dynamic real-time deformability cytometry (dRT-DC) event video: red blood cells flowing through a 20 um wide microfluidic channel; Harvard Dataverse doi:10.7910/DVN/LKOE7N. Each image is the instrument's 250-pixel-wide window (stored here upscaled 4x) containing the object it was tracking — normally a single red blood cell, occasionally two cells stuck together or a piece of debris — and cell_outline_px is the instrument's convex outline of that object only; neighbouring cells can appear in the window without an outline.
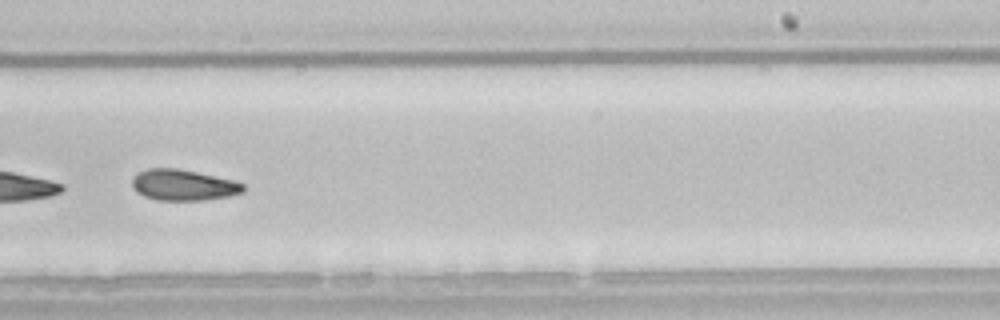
{"species": "common noctule bat (a hibernating species)", "species_latin": "Nyctalus noctula", "temperature_condition": "room temperature", "stored_images_in_passage": 40, "camera_frame_rate_fps": 3000, "um_per_image_px": 0.085, "animal": {"sex": "male", "body_mass_g": 21.5, "forearm_length_mm": 52.0}, "frame": {"image": 1, "passage_image": 33, "time_ms": 10.667, "image_size_px": [1000, 320], "cell_outline_px": [[244, 192], [232, 196], [204, 200], [156, 200], [144, 196], [136, 192], [132, 188], [132, 180], [140, 172], [148, 168], [176, 168], [196, 172], [232, 180], [244, 184]], "centroid_in_image_um": [15.58, 15.74], "position_along_channel_um": 273.4, "area_um2": 20.0}, "authors_computed_cell_mechanics": {"area_um2": 21.7617, "velocity_mm_per_s": 3.8128, "shape_relaxation_time_tau1_ms": 10.1092, "shape_relaxation_time_tau2_ms": 8.5037, "deformation_change_tau1": 0.1707, "deformation_change_tau2": 0.1555}}